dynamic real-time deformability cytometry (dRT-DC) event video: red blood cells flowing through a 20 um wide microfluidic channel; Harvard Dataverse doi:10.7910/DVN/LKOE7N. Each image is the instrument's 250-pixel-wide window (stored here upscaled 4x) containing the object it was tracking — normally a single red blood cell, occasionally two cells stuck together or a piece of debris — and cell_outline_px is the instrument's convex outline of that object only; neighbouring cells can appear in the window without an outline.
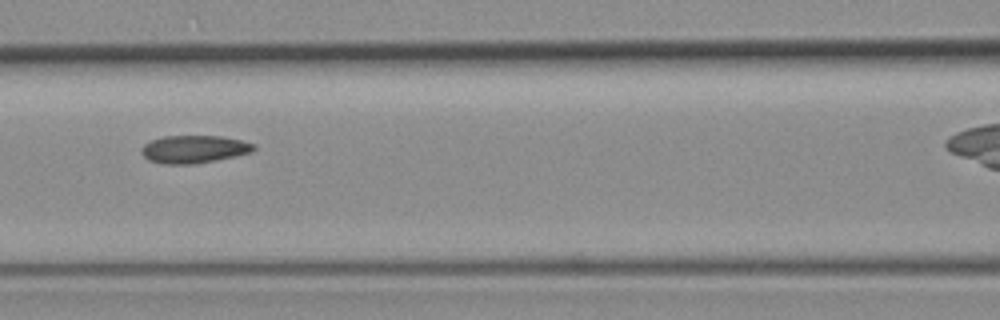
{"species": "common noctule bat (a hibernating species)", "species_latin": "Nyctalus noctula", "temperature_condition": "room temperature", "stored_images_in_passage": 6, "segment_of_instrument_passage": [1, 2], "camera_frame_rate_fps": 3000, "um_per_image_px": 0.085, "animal": {"sex": "female", "body_mass_g": 19.3, "forearm_length_mm": 54.1}, "frame": {"image": 1, "passage_image": 3, "time_ms": 2.333, "image_size_px": [1000, 320], "cell_outline_px": [[256, 148], [252, 152], [216, 160], [192, 164], [164, 164], [148, 160], [140, 152], [140, 148], [144, 144], [152, 140], [164, 136], [220, 136], [240, 140], [256, 144]], "centroid_in_image_um": [16.47, 12.68], "position_along_channel_um": 150.1, "area_um2": 18.15}}
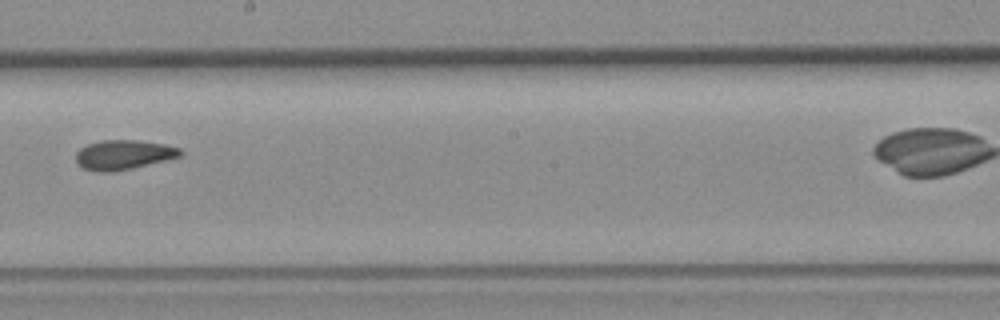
{"frame": {"image": 2, "passage_image": 5, "time_ms": 4.667, "image_size_px": [1000, 320], "cell_outline_px": [[184, 152], [180, 156], [132, 168], [112, 172], [100, 172], [84, 168], [76, 160], [76, 152], [80, 148], [88, 144], [100, 140], [136, 140], [164, 144], [180, 148]], "centroid_in_image_um": [10.49, 13.14], "position_along_channel_um": 237.7, "area_um2": 17.8}}